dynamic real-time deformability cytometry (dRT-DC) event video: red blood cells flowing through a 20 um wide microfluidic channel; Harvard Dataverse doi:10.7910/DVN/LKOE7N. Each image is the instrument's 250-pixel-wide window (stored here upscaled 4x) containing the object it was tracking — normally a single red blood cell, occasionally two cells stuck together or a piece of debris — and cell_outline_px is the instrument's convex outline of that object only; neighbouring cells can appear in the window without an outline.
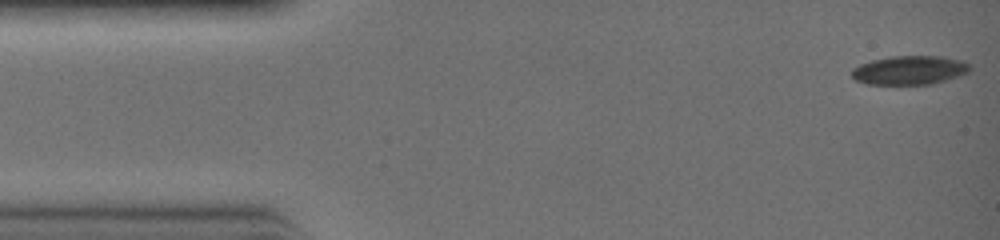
{"species": "common noctule bat (a hibernating species)", "species_latin": "Nyctalus noctula", "temperature_condition": "warm", "stored_images_in_passage": 31, "camera_frame_rate_fps": 3000, "um_per_image_px": 0.085, "animal": {"sex": "female", "body_mass_g": 19.0, "forearm_length_mm": 51.5}, "frame": {"image": 1, "passage_image": 1, "time_ms": 0.0, "image_size_px": [1000, 240], "cell_outline_px": [[968, 72], [932, 84], [868, 84], [856, 80], [852, 76], [852, 68], [860, 64], [872, 60], [892, 56], [940, 56], [956, 60], [968, 64]], "centroid_in_image_um": [77.23, 5.96], "position_along_channel_um": 7.8, "area_um2": 19.42}}
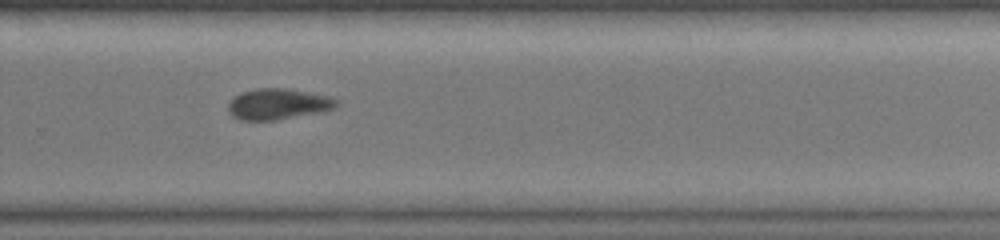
{"frame": {"image": 2, "passage_image": 21, "time_ms": 6.667, "image_size_px": [1000, 240], "cell_outline_px": [[340, 104], [336, 108], [324, 112], [276, 120], [240, 120], [232, 116], [228, 112], [228, 104], [240, 92], [256, 88], [288, 88], [328, 96], [340, 100]], "centroid_in_image_um": [23.69, 8.85], "position_along_channel_um": 306.1, "area_um2": 19.83}}
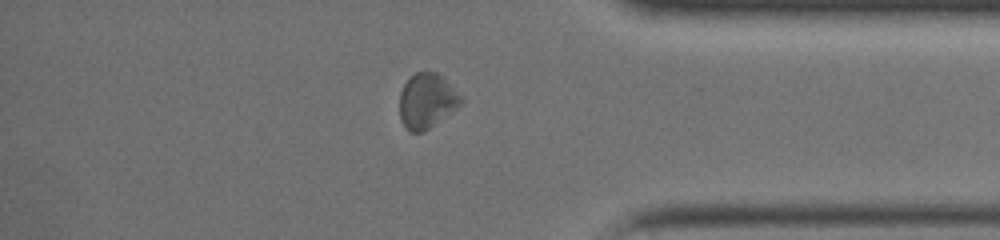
{"frame": {"image": 3, "passage_image": 26, "time_ms": 8.333, "image_size_px": [1000, 240], "cell_outline_px": [[464, 100], [460, 104], [424, 132], [408, 132], [400, 120], [400, 92], [404, 84], [416, 72], [436, 72]], "centroid_in_image_um": [36.22, 8.6], "position_along_channel_um": 399.0, "area_um2": 19.07}}